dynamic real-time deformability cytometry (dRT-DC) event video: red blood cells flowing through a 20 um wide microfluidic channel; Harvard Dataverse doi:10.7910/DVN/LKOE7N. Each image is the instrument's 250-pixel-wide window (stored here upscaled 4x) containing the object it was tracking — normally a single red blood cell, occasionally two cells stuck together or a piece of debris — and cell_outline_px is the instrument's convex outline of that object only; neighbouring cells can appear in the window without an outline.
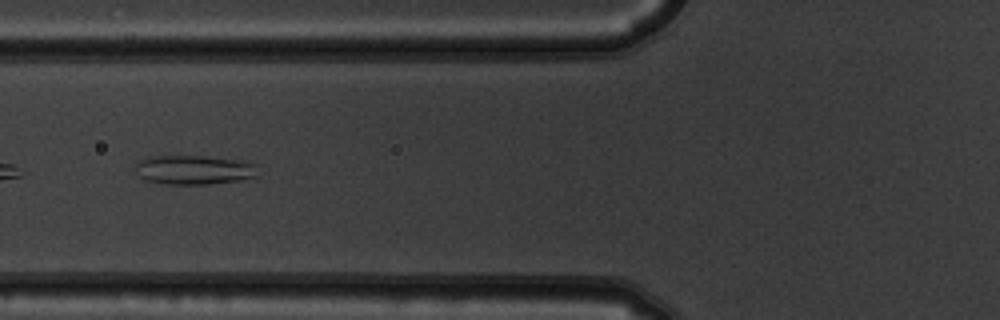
{"species": "common noctule bat (a hibernating species)", "species_latin": "Nyctalus noctula", "temperature_condition": "warm", "stored_images_in_passage": 9, "camera_frame_rate_fps": 3000, "um_per_image_px": 0.085, "animal": {"sex": "male", "body_mass_g": 19.5, "forearm_length_mm": 54.6}, "frame": {"image": 1, "passage_image": 6, "time_ms": 1.667, "image_size_px": [1000, 320], "cell_outline_px": [[260, 176], [236, 180], [208, 184], [164, 184], [144, 180], [140, 176], [136, 168], [136, 164], [140, 160], [148, 156], [204, 156], [248, 160], [256, 164]], "centroid_in_image_um": [16.55, 14.42], "position_along_channel_um": 109.2, "area_um2": 21.15}}